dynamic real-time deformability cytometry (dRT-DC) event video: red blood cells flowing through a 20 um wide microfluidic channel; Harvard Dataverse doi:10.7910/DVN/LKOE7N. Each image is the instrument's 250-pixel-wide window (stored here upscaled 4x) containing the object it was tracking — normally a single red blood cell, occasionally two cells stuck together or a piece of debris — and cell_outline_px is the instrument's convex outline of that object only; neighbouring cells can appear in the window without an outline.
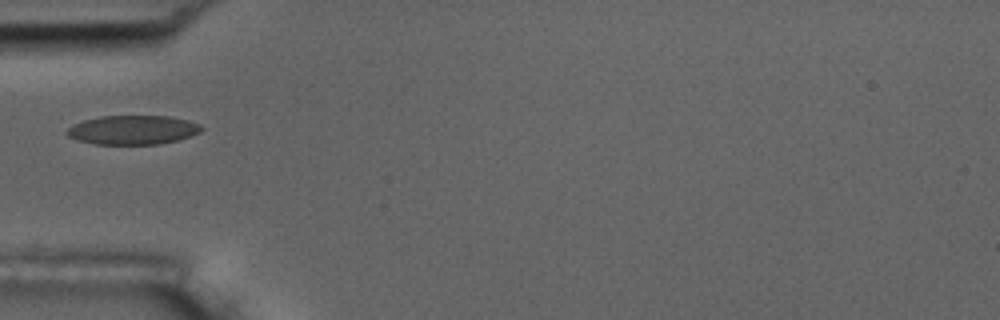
{"species": "common noctule bat (a hibernating species)", "species_latin": "Nyctalus noctula", "temperature_condition": "room temperature", "stored_images_in_passage": 4, "camera_frame_rate_fps": 3000, "um_per_image_px": 0.085, "animal": {"sex": "male", "body_mass_g": 17.5, "forearm_length_mm": 52.3}, "frame": {"image": 1, "passage_image": 1, "time_ms": 0.0, "image_size_px": [1000, 320], "cell_outline_px": [[204, 128], [200, 132], [192, 136], [160, 144], [96, 144], [76, 140], [68, 136], [64, 132], [72, 124], [84, 120], [100, 116], [168, 116], [188, 120], [200, 124]], "centroid_in_image_um": [11.28, 11.04], "position_along_channel_um": 73.7, "area_um2": 22.95}}
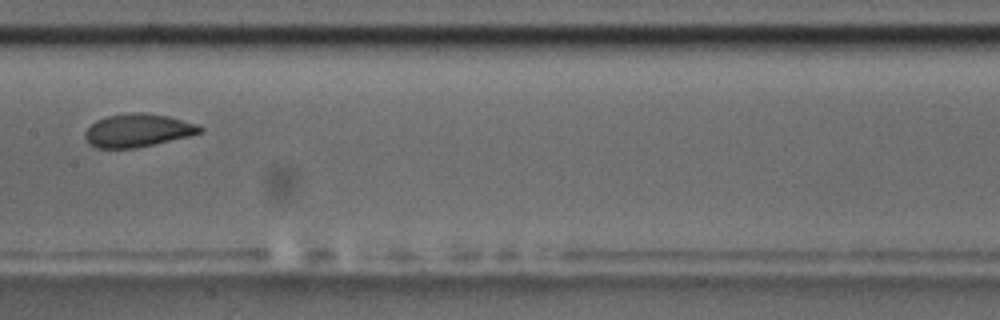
{"frame": {"image": 2, "passage_image": 4, "time_ms": 3.333, "image_size_px": [1000, 320], "cell_outline_px": [[204, 132], [192, 136], [136, 148], [96, 148], [88, 144], [84, 140], [84, 132], [96, 120], [108, 116], [132, 112], [144, 112], [168, 116], [196, 124], [204, 128]], "centroid_in_image_um": [11.71, 11.09], "position_along_channel_um": 195.7, "area_um2": 22.43}}